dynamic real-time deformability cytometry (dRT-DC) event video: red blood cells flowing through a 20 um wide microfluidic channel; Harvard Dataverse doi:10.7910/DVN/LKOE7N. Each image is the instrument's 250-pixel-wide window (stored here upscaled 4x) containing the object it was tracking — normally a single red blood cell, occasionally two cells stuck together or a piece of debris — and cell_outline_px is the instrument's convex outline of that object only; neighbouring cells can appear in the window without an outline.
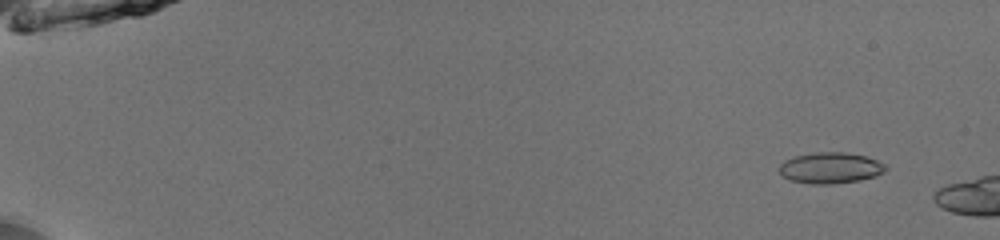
{"species": "common noctule bat (a hibernating species)", "species_latin": "Nyctalus noctula", "temperature_condition": "room temperature", "stored_images_in_passage": 10, "camera_frame_rate_fps": 3000, "um_per_image_px": 0.085, "animal": {"sex": "male", "body_mass_g": 13.0, "forearm_length_mm": 53.1}, "frame": {"image": 1, "passage_image": 5, "time_ms": 1.333, "image_size_px": [1000, 240], "cell_outline_px": [[888, 168], [884, 172], [876, 176], [860, 180], [832, 184], [808, 184], [788, 180], [776, 168], [784, 160], [792, 156], [812, 152], [844, 152], [868, 156], [884, 164]], "centroid_in_image_um": [70.55, 14.27], "position_along_channel_um": 14.5, "area_um2": 19.65}}